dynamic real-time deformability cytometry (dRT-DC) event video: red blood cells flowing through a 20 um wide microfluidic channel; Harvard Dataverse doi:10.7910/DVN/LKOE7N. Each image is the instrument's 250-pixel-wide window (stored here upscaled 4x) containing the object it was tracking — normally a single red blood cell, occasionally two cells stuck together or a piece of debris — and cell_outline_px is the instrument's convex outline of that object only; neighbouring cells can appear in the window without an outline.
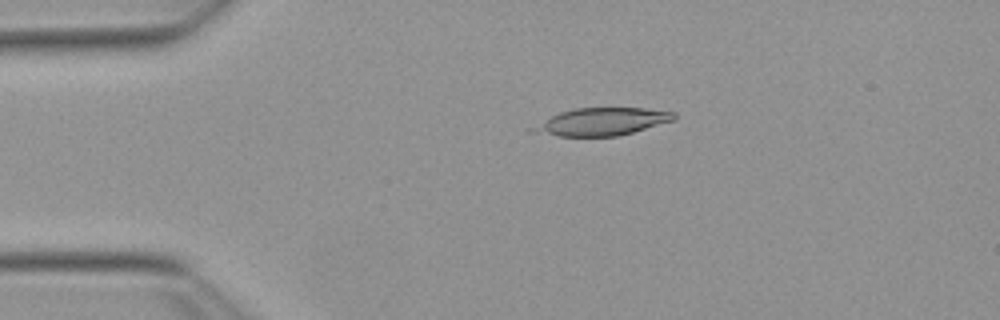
{"species": "Egyptian fruit bat (a non-hibernating species)", "species_latin": "Rousettus aegyptiacus", "temperature_condition": "warm", "stored_images_in_passage": 7, "camera_frame_rate_fps": 3000, "um_per_image_px": 0.085, "animal": {"sex": "female"}, "frame": {"image": 1, "passage_image": 1, "time_ms": 0.0, "image_size_px": [1000, 320], "cell_outline_px": [[676, 120], [620, 136], [560, 136], [528, 132], [524, 128], [560, 112], [576, 108], [644, 108], [676, 112]], "centroid_in_image_um": [51.1, 10.35], "position_along_channel_um": 33.9, "area_um2": 23.06}}
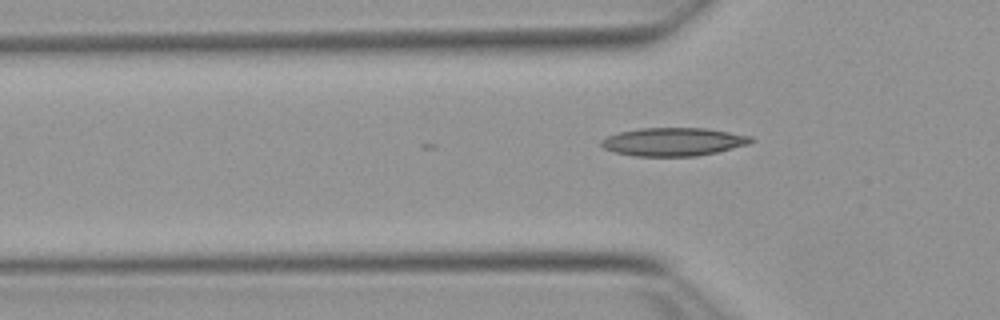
{"frame": {"image": 2, "passage_image": 7, "time_ms": 2.0, "image_size_px": [1000, 320], "cell_outline_px": [[756, 140], [748, 144], [716, 152], [696, 156], [636, 156], [616, 152], [604, 148], [600, 144], [600, 140], [608, 136], [620, 132], [640, 128], [708, 128], [752, 136]], "centroid_in_image_um": [57.26, 12.04], "position_along_channel_um": 68.5, "area_um2": 24.57}}